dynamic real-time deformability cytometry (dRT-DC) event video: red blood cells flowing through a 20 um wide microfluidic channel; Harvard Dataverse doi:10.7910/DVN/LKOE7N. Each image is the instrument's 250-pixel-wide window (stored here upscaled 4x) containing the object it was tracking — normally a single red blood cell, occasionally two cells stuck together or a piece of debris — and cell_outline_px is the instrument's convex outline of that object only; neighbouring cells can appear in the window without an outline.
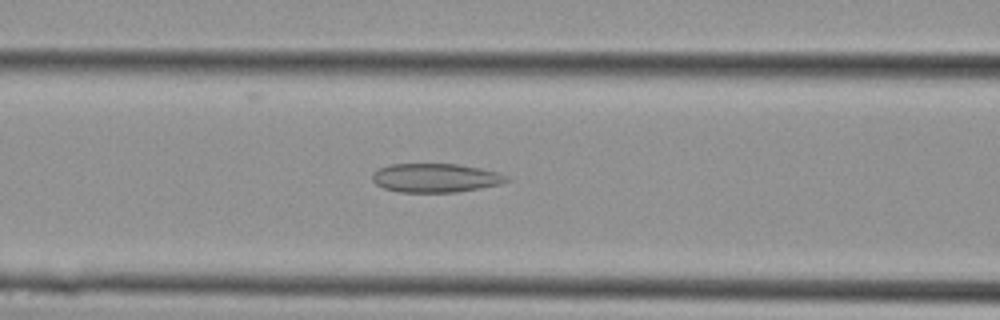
{"species": "Egyptian fruit bat (a non-hibernating species)", "species_latin": "Rousettus aegyptiacus", "temperature_condition": "cold", "stored_images_in_passage": 15, "camera_frame_rate_fps": 3000, "um_per_image_px": 0.085, "animal": {"sex": "female"}, "frame": {"image": 1, "passage_image": 11, "time_ms": 3.333, "image_size_px": [1000, 320], "cell_outline_px": [[512, 180], [500, 184], [480, 188], [456, 192], [400, 192], [384, 188], [376, 184], [372, 180], [372, 172], [380, 168], [392, 164], [456, 164], [480, 168], [500, 172], [508, 176]], "centroid_in_image_um": [37.05, 15.12], "position_along_channel_um": 129.6, "area_um2": 22.66}}
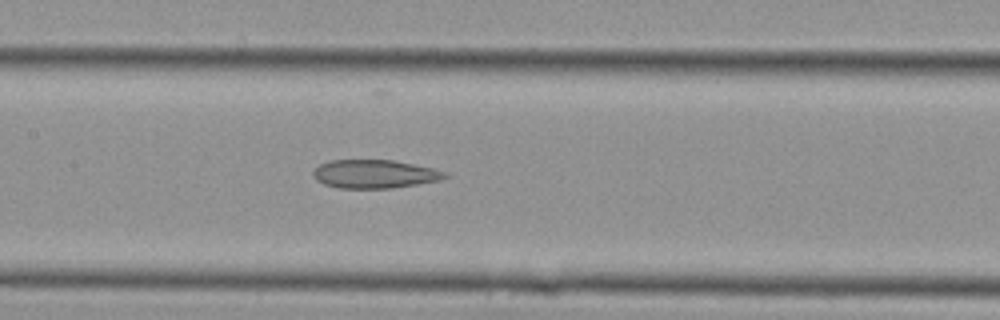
{"frame": {"image": 2, "passage_image": 13, "time_ms": 4.0, "image_size_px": [1000, 320], "cell_outline_px": [[448, 176], [440, 180], [392, 188], [340, 188], [324, 184], [316, 180], [312, 176], [312, 172], [320, 164], [328, 160], [392, 160], [432, 168], [448, 172]], "centroid_in_image_um": [31.81, 14.79], "position_along_channel_um": 175.6, "area_um2": 21.79}}
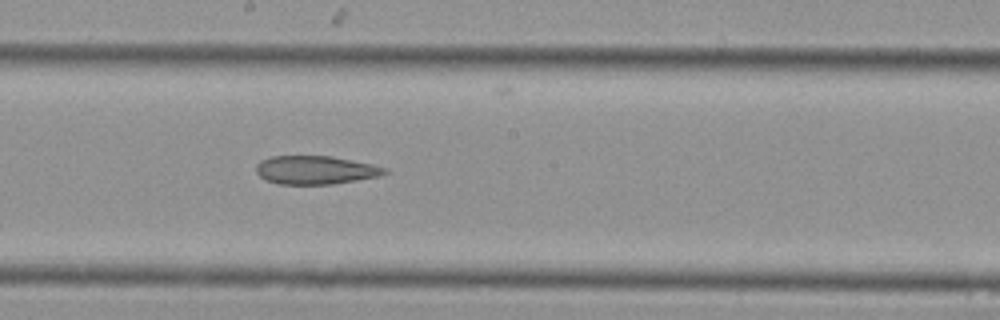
{"frame": {"image": 3, "passage_image": 15, "time_ms": 4.667, "image_size_px": [1000, 320], "cell_outline_px": [[388, 172], [380, 176], [332, 184], [280, 184], [264, 180], [256, 172], [256, 164], [260, 160], [272, 156], [332, 156], [372, 164], [388, 168]], "centroid_in_image_um": [26.81, 14.45], "position_along_channel_um": 221.4, "area_um2": 21.39}}